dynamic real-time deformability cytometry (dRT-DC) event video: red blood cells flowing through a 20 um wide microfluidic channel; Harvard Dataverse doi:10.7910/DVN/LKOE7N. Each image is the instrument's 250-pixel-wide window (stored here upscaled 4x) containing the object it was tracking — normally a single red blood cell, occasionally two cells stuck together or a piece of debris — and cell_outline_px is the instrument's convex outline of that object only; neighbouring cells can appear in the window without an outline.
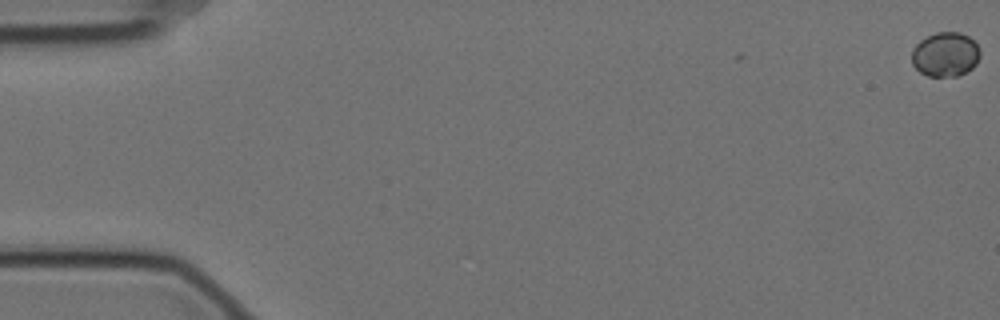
{"species": "Egyptian fruit bat (a non-hibernating species)", "species_latin": "Rousettus aegyptiacus", "temperature_condition": "cold", "stored_images_in_passage": 4, "camera_frame_rate_fps": 3000, "um_per_image_px": 0.085, "animal": {"sex": "female"}, "frame": {"image": 1, "passage_image": 1, "time_ms": 0.0, "image_size_px": [1000, 320], "cell_outline_px": [[980, 56], [976, 64], [972, 68], [956, 76], [928, 76], [920, 72], [912, 64], [912, 48], [920, 40], [936, 32], [960, 32], [968, 36], [980, 48]], "centroid_in_image_um": [80.35, 4.62], "position_along_channel_um": 4.7, "area_um2": 17.69}}